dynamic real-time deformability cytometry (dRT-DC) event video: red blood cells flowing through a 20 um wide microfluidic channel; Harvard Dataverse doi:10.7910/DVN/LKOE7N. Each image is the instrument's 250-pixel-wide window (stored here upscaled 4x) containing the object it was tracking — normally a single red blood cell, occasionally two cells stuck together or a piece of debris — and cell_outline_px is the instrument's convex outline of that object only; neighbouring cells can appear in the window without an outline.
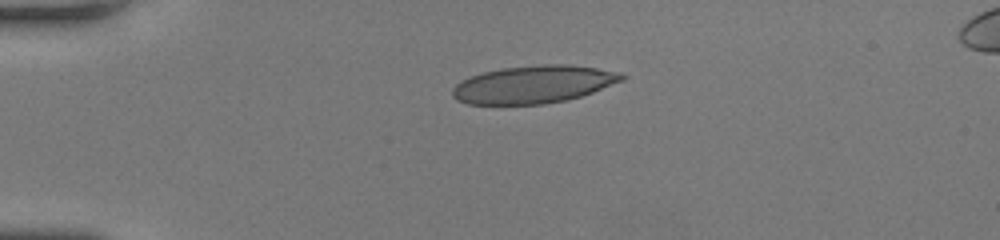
{"species": "human", "species_latin": "Homo sapiens", "temperature_condition": "room temperature", "stored_images_in_passage": 40, "camera_frame_rate_fps": 3000, "um_per_image_px": 0.085, "donor": {"sex": "female"}, "frame": {"image": 1, "passage_image": 1, "time_ms": 0.0, "image_size_px": [1000, 240], "cell_outline_px": [[628, 76], [624, 80], [592, 92], [580, 96], [564, 100], [544, 104], [468, 104], [456, 100], [452, 96], [452, 88], [460, 80], [468, 76], [500, 68], [544, 64], [568, 64], [596, 68], [620, 72]], "centroid_in_image_um": [45.33, 7.16], "position_along_channel_um": 39.7, "area_um2": 37.28}}
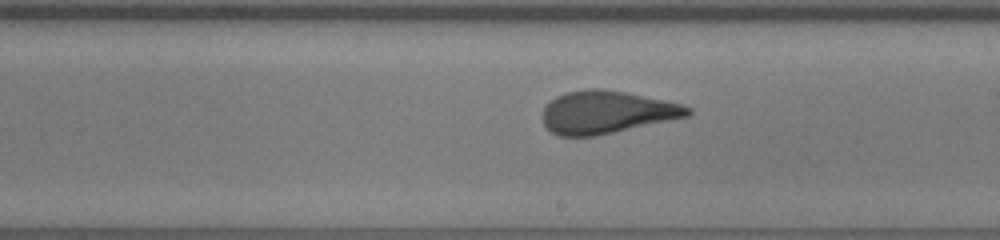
{"frame": {"image": 2, "passage_image": 19, "time_ms": 6.0, "image_size_px": [1000, 240], "cell_outline_px": [[692, 112], [688, 116], [596, 136], [560, 136], [552, 132], [544, 124], [540, 116], [544, 108], [556, 96], [564, 92], [588, 88], [600, 88], [624, 92], [684, 104], [692, 108]], "centroid_in_image_um": [51.54, 9.53], "position_along_channel_um": 237.5, "area_um2": 36.07}}
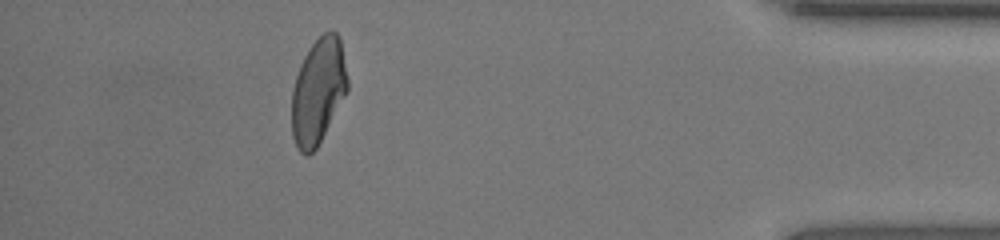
{"frame": {"image": 3, "passage_image": 35, "time_ms": 11.333, "image_size_px": [1000, 240], "cell_outline_px": [[348, 88], [344, 96], [316, 148], [308, 156], [304, 156], [296, 148], [292, 136], [292, 88], [300, 64], [304, 56], [312, 44], [324, 32], [336, 32], [340, 36], [348, 80]], "centroid_in_image_um": [27.02, 7.75], "position_along_channel_um": 408.2, "area_um2": 34.1}, "authors_computed_cell_mechanics": {"area_um2": 36.0961, "velocity_mm_per_s": 4.0474, "shape_relaxation_time_tau1_ms": 5.8935, "shape_relaxation_time_tau2_ms": 0.6965, "deformation_change_tau1": 0.225, "deformation_change_tau2": 0.0933}}